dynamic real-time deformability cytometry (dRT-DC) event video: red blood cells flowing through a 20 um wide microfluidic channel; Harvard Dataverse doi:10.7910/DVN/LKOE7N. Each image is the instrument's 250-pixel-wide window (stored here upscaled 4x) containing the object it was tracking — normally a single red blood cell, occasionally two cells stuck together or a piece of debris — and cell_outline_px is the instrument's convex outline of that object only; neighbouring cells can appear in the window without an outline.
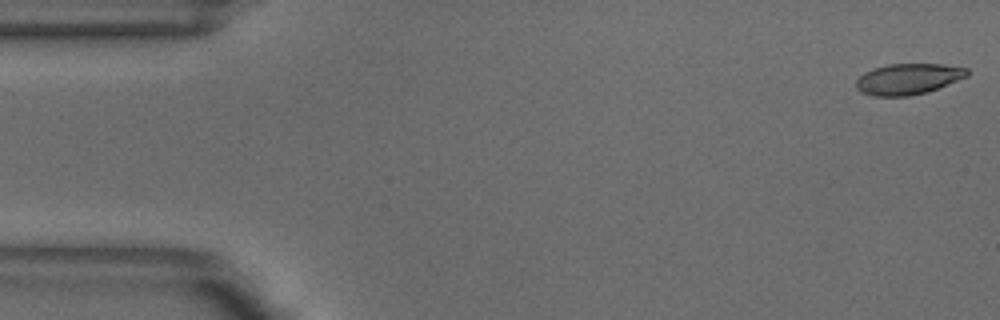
{"species": "common noctule bat (a hibernating species)", "species_latin": "Nyctalus noctula", "temperature_condition": "warm", "stored_images_in_passage": 51, "camera_frame_rate_fps": 3000, "um_per_image_px": 0.085, "animal": {"sex": "male", "body_mass_g": 18.8}, "frame": {"image": 1, "passage_image": 1, "time_ms": 0.0, "image_size_px": [1000, 320], "cell_outline_px": [[968, 76], [936, 88], [924, 92], [908, 96], [872, 96], [860, 92], [856, 88], [856, 80], [864, 72], [888, 64], [944, 64], [968, 68]], "centroid_in_image_um": [77.16, 6.71], "position_along_channel_um": 7.8, "area_um2": 19.83}}
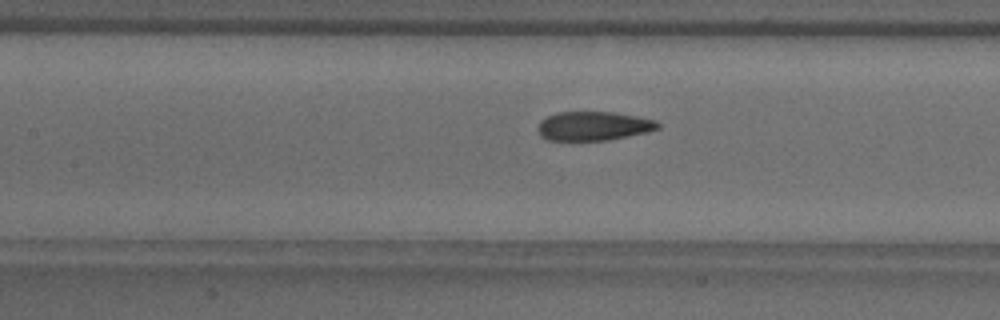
{"frame": {"image": 2, "passage_image": 22, "time_ms": 7.0, "image_size_px": [1000, 320], "cell_outline_px": [[660, 128], [648, 132], [608, 140], [548, 140], [540, 136], [536, 128], [540, 120], [556, 112], [616, 112], [656, 120], [660, 124]], "centroid_in_image_um": [50.44, 10.71], "position_along_channel_um": 157.0, "area_um2": 20.46}}
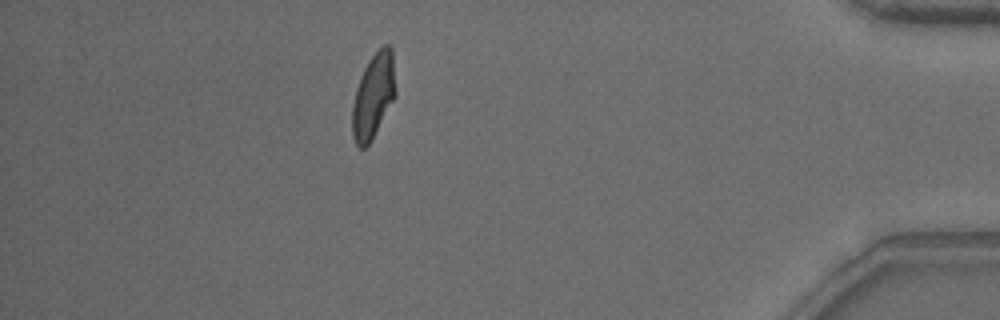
{"frame": {"image": 3, "passage_image": 45, "time_ms": 14.667, "image_size_px": [1000, 320], "cell_outline_px": [[396, 96], [372, 140], [364, 148], [360, 148], [356, 144], [352, 136], [352, 104], [356, 88], [360, 76], [368, 60], [384, 44], [388, 44], [392, 48], [396, 88]], "centroid_in_image_um": [31.74, 8.15], "position_along_channel_um": 403.5, "area_um2": 21.68}, "authors_computed_cell_mechanics": {"area_um2": 21.2126, "velocity_mm_per_s": 3.8728, "shape_relaxation_time_tau1_ms": 5.3393, "shape_relaxation_time_tau2_ms": 1.4013, "deformation_change_tau1": 0.1787, "deformation_change_tau2": 0.0728}}